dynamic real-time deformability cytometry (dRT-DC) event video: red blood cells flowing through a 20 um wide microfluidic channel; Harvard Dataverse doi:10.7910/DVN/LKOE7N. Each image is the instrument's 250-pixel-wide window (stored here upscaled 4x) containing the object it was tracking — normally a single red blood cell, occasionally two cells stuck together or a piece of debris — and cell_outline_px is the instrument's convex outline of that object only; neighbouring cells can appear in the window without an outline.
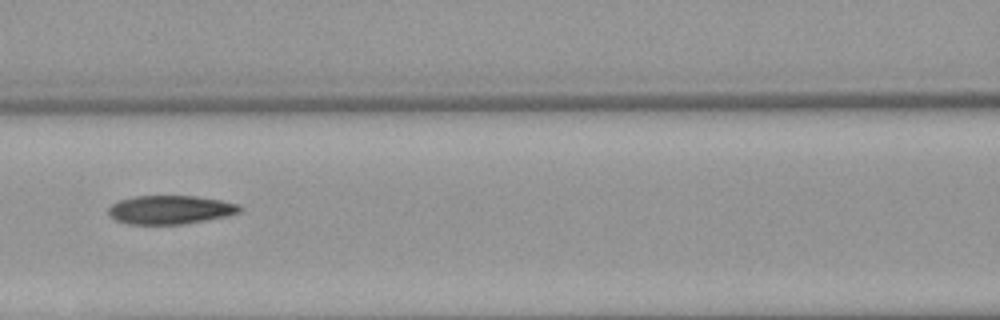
{"species": "Egyptian fruit bat (a non-hibernating species)", "species_latin": "Rousettus aegyptiacus", "temperature_condition": "warm", "stored_images_in_passage": 3, "camera_frame_rate_fps": 3000, "um_per_image_px": 0.085, "animal": {"sex": "female"}, "frame": {"image": 1, "passage_image": 3, "time_ms": 2.333, "image_size_px": [1000, 320], "cell_outline_px": [[244, 208], [240, 212], [224, 216], [204, 220], [180, 224], [128, 224], [116, 220], [108, 216], [108, 208], [112, 204], [120, 200], [132, 196], [196, 196], [220, 200], [240, 204]], "centroid_in_image_um": [14.45, 17.82], "position_along_channel_um": 152.1, "area_um2": 21.91}}